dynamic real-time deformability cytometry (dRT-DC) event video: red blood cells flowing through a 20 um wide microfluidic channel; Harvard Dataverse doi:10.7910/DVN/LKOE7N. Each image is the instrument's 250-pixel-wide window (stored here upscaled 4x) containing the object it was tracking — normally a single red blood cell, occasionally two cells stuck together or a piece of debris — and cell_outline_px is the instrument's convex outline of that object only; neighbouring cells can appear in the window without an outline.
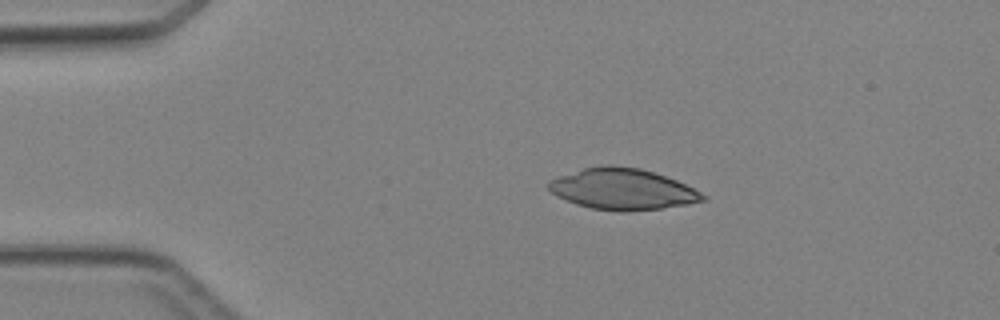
{"species": "Egyptian fruit bat (a non-hibernating species)", "species_latin": "Rousettus aegyptiacus", "temperature_condition": "cold", "stored_images_in_passage": 3, "camera_frame_rate_fps": 3000, "um_per_image_px": 0.085, "animal": {"sex": "female"}, "frame": {"image": 1, "passage_image": 2, "time_ms": 2.0, "image_size_px": [1000, 320], "cell_outline_px": [[708, 200], [688, 204], [660, 208], [628, 212], [620, 212], [592, 208], [576, 204], [556, 196], [544, 184], [548, 180], [584, 168], [604, 164], [612, 164], [640, 168], [676, 180], [708, 196]], "centroid_in_image_um": [52.89, 16.07], "position_along_channel_um": 32.1, "area_um2": 37.05}}